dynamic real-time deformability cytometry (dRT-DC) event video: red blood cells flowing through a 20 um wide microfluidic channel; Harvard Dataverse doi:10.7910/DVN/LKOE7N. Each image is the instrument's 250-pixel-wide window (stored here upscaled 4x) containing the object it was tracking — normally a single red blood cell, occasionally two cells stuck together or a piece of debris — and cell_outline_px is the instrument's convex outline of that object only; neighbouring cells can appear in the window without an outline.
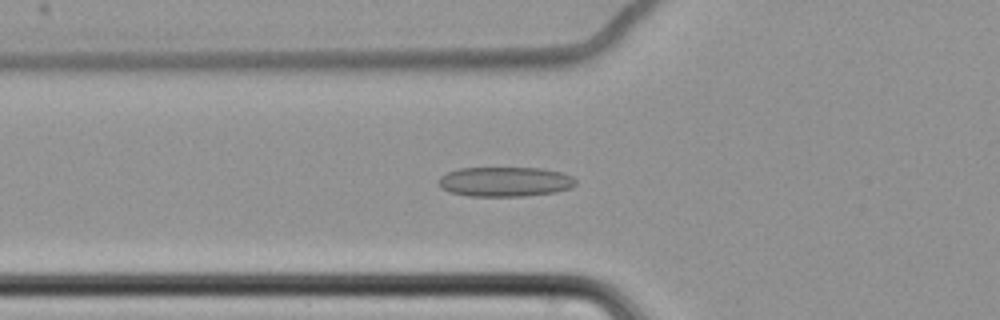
{"species": "common noctule bat (a hibernating species)", "species_latin": "Nyctalus noctula", "temperature_condition": "cold", "stored_images_in_passage": 63, "camera_frame_rate_fps": 3000, "um_per_image_px": 0.085, "animal": {"sex": "female", "body_mass_g": 22.7, "forearm_length_mm": 54.2}, "frame": {"image": 1, "passage_image": 25, "time_ms": 8.0, "image_size_px": [1000, 320], "cell_outline_px": [[576, 184], [572, 188], [556, 192], [524, 196], [468, 196], [448, 192], [440, 188], [440, 176], [448, 172], [460, 168], [544, 168], [560, 172], [572, 176], [576, 180]], "centroid_in_image_um": [42.94, 15.45], "position_along_channel_um": 82.9, "area_um2": 23.87}}
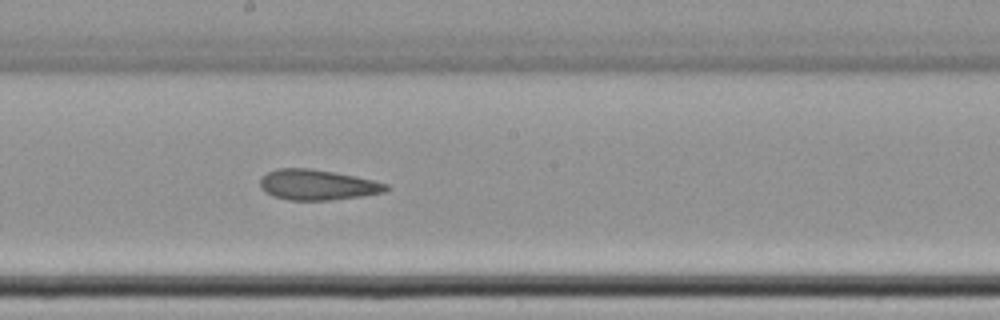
{"frame": {"image": 2, "passage_image": 37, "time_ms": 12.0, "image_size_px": [1000, 320], "cell_outline_px": [[388, 188], [384, 192], [364, 196], [332, 200], [288, 200], [272, 196], [264, 192], [260, 188], [260, 176], [276, 168], [312, 168], [372, 180], [388, 184]], "centroid_in_image_um": [26.92, 15.71], "position_along_channel_um": 221.3, "area_um2": 22.43}}
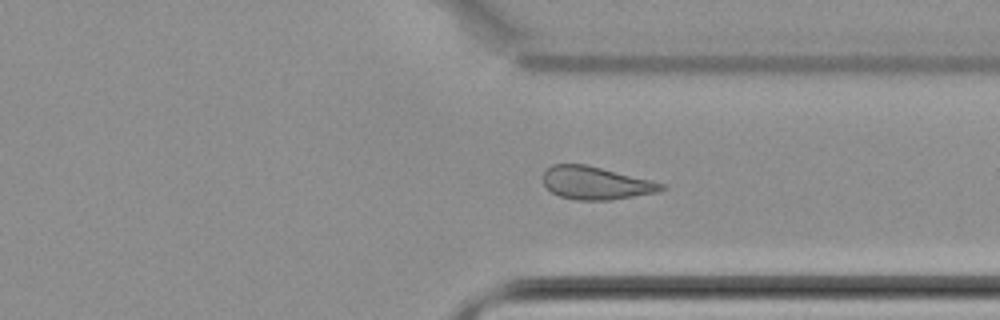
{"frame": {"image": 3, "passage_image": 49, "time_ms": 16.0, "image_size_px": [1000, 320], "cell_outline_px": [[668, 188], [660, 192], [608, 200], [576, 200], [560, 196], [552, 192], [544, 184], [544, 172], [552, 164], [584, 164], [652, 180], [664, 184]], "centroid_in_image_um": [50.68, 15.56], "position_along_channel_um": 360.7, "area_um2": 22.54}, "authors_computed_cell_mechanics": {"area_um2": 24.1026, "velocity_mm_per_s": 3.4737, "shape_relaxation_time_tau1_ms": null, "shape_relaxation_time_tau2_ms": 3.0911, "deformation_change_tau1": null, "deformation_change_tau2": 0.1083}}